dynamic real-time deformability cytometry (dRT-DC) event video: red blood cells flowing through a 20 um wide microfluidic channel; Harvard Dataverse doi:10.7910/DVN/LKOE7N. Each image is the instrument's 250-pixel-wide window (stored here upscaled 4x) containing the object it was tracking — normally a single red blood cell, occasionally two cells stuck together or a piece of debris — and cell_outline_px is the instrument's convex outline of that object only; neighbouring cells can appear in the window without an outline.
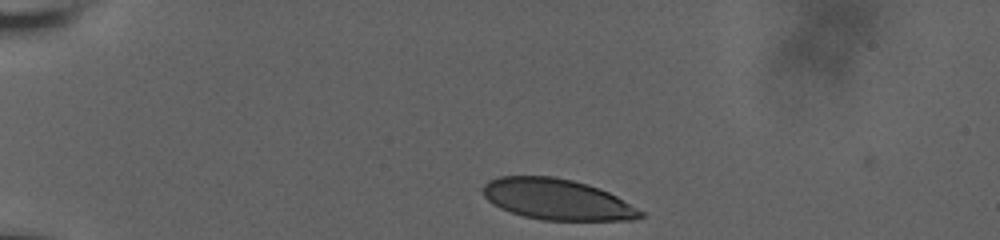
{"species": "human", "species_latin": "Homo sapiens", "temperature_condition": "room temperature", "stored_images_in_passage": 36, "camera_frame_rate_fps": 3000, "um_per_image_px": 0.085, "donor": {"sex": "male"}, "frame": {"image": 1, "passage_image": 1, "time_ms": 0.0, "image_size_px": [1000, 240], "cell_outline_px": [[644, 216], [636, 220], [540, 220], [524, 216], [500, 208], [492, 204], [484, 196], [480, 188], [488, 180], [500, 176], [552, 176], [572, 180], [588, 184], [600, 188], [616, 196], [644, 212]], "centroid_in_image_um": [47.32, 16.94], "position_along_channel_um": 37.7, "area_um2": 37.63}}
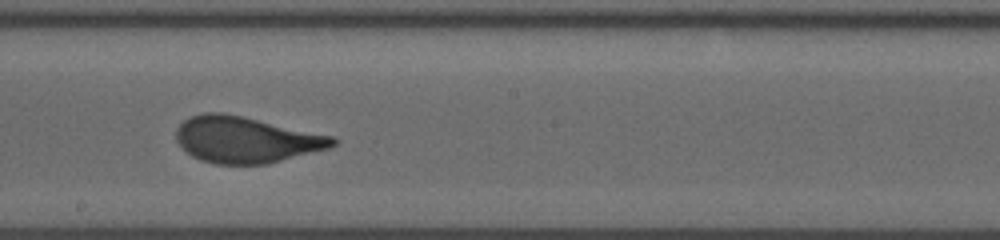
{"frame": {"image": 2, "passage_image": 20, "time_ms": 7.0, "image_size_px": [1000, 240], "cell_outline_px": [[340, 140], [332, 148], [268, 164], [216, 164], [200, 160], [192, 156], [176, 140], [176, 128], [184, 120], [192, 116], [204, 112], [224, 112], [336, 136]], "centroid_in_image_um": [20.98, 11.87], "position_along_channel_um": 227.2, "area_um2": 42.66}}
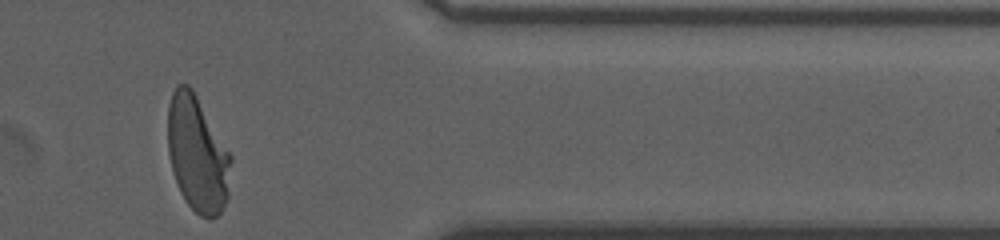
{"frame": {"image": 3, "passage_image": 36, "time_ms": 12.0, "image_size_px": [1000, 240], "cell_outline_px": [[232, 160], [228, 196], [220, 212], [216, 216], [208, 220], [200, 216], [188, 204], [180, 192], [172, 172], [168, 152], [168, 104], [172, 92], [176, 84], [188, 84], [192, 88], [232, 156]], "centroid_in_image_um": [16.77, 13.09], "position_along_channel_um": 394.6, "area_um2": 42.77}, "authors_computed_cell_mechanics": {"area_um2": 41.905, "velocity_mm_per_s": 3.6516, "shape_relaxation_time_tau1_ms": 5.2958, "shape_relaxation_time_tau2_ms": null, "deformation_change_tau1": 0.1912, "deformation_change_tau2": null}}